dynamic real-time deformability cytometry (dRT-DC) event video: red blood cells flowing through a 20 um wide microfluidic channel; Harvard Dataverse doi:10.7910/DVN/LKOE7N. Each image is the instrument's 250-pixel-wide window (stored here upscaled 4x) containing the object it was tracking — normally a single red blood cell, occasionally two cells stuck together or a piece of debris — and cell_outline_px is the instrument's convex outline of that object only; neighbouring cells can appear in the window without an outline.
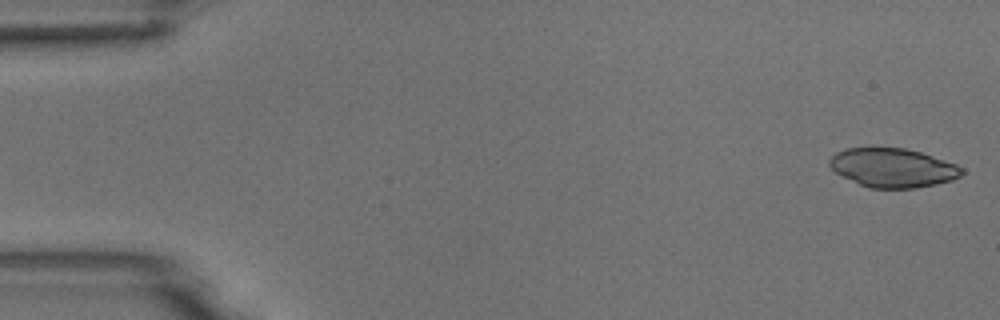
{"species": "common noctule bat (a hibernating species)", "species_latin": "Nyctalus noctula", "temperature_condition": "room temperature", "stored_images_in_passage": 5, "camera_frame_rate_fps": 3000, "um_per_image_px": 0.085, "animal": {"sex": "male", "body_mass_g": 18.8}, "frame": {"image": 1, "passage_image": 1, "time_ms": 0.0, "image_size_px": [1000, 320], "cell_outline_px": [[964, 172], [960, 176], [952, 180], [936, 184], [916, 188], [868, 188], [836, 172], [828, 164], [828, 160], [836, 152], [848, 148], [904, 148], [920, 152], [956, 164], [964, 168]], "centroid_in_image_um": [75.9, 14.26], "position_along_channel_um": 9.1, "area_um2": 29.82}}